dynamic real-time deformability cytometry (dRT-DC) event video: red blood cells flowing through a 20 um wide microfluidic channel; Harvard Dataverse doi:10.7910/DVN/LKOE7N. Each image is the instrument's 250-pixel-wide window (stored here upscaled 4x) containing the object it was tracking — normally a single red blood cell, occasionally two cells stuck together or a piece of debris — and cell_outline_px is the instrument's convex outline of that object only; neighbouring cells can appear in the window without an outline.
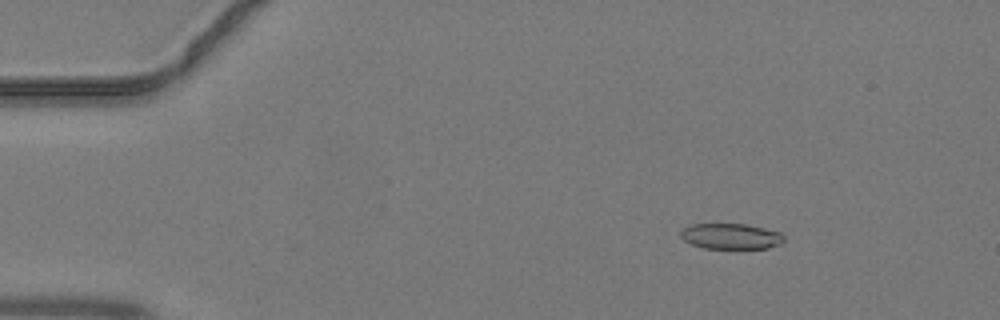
{"species": "common noctule bat (a hibernating species)", "species_latin": "Nyctalus noctula", "temperature_condition": "warm", "stored_images_in_passage": 45, "camera_frame_rate_fps": 3000, "um_per_image_px": 0.085, "animal": {"sex": "male", "body_mass_g": 19.2, "forearm_length_mm": 51.8}, "frame": {"image": 1, "passage_image": 7, "time_ms": 2.0, "image_size_px": [1000, 320], "cell_outline_px": [[784, 240], [780, 244], [768, 248], [704, 248], [692, 244], [684, 240], [680, 236], [680, 232], [684, 228], [692, 224], [748, 224], [780, 232], [784, 236]], "centroid_in_image_um": [62.14, 20.08], "position_along_channel_um": 22.9, "area_um2": 15.37}}
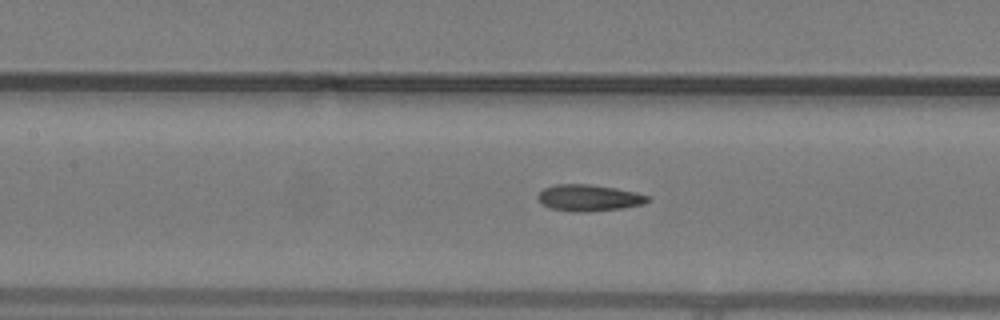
{"frame": {"image": 2, "passage_image": 21, "time_ms": 6.667, "image_size_px": [1000, 320], "cell_outline_px": [[648, 200], [644, 204], [620, 208], [584, 212], [572, 212], [552, 208], [540, 204], [536, 196], [544, 188], [556, 184], [592, 184], [616, 188], [636, 192], [648, 196]], "centroid_in_image_um": [50.01, 16.81], "position_along_channel_um": 157.4, "area_um2": 16.94}}
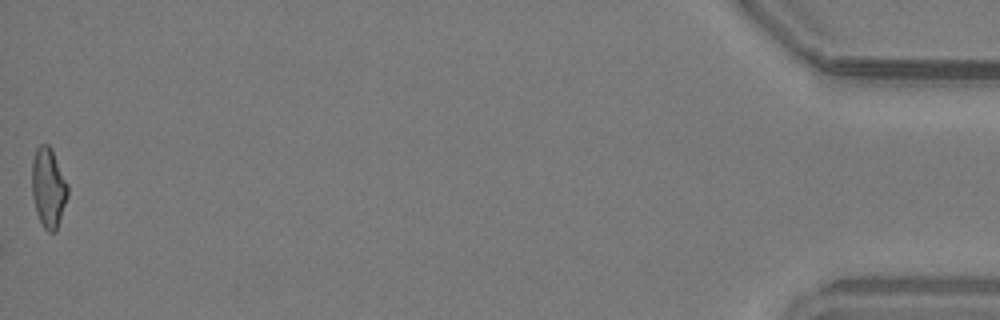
{"frame": {"image": 3, "passage_image": 45, "time_ms": 14.667, "image_size_px": [1000, 320], "cell_outline_px": [[68, 196], [56, 232], [48, 232], [44, 228], [36, 212], [32, 196], [32, 160], [36, 148], [40, 144], [48, 144], [52, 148], [68, 184]], "centroid_in_image_um": [4.12, 15.94], "position_along_channel_um": 431.1, "area_um2": 16.82}}